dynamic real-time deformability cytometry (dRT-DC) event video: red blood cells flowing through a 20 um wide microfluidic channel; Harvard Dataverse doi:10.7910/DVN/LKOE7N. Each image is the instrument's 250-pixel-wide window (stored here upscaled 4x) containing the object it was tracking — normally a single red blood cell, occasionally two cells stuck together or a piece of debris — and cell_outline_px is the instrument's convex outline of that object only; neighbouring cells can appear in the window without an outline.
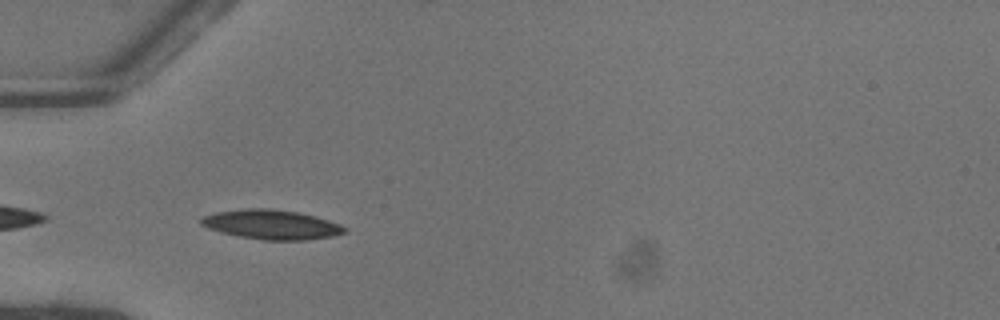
{"species": "common noctule bat (a hibernating species)", "species_latin": "Nyctalus noctula", "temperature_condition": "warm", "stored_images_in_passage": 36, "camera_frame_rate_fps": 3000, "um_per_image_px": 0.085, "animal": {"sex": "female"}, "frame": {"image": 1, "passage_image": 2, "time_ms": 0.333, "image_size_px": [1000, 320], "cell_outline_px": [[348, 232], [332, 236], [304, 240], [264, 240], [240, 236], [220, 232], [208, 228], [200, 224], [200, 220], [204, 216], [216, 212], [244, 208], [272, 208], [300, 212], [316, 216], [340, 224], [348, 228]], "centroid_in_image_um": [23.11, 19.08], "position_along_channel_um": 61.9, "area_um2": 24.8}}
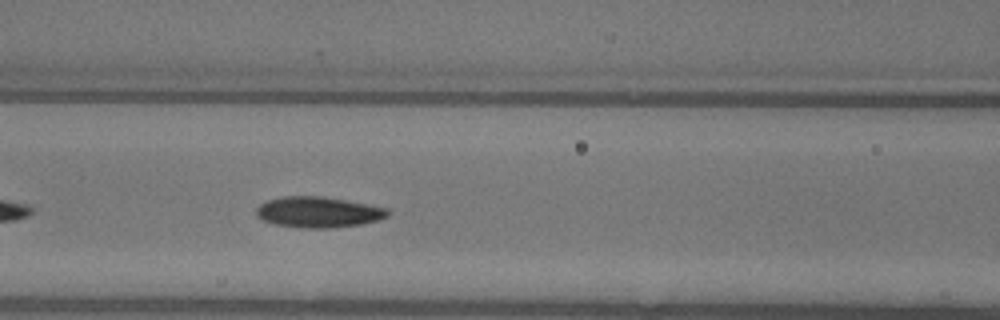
{"frame": {"image": 2, "passage_image": 8, "time_ms": 2.333, "image_size_px": [1000, 320], "cell_outline_px": [[388, 216], [376, 220], [360, 224], [328, 228], [304, 228], [276, 224], [264, 220], [256, 216], [256, 208], [260, 204], [268, 200], [284, 196], [320, 196], [344, 200], [388, 208]], "centroid_in_image_um": [27.02, 18.03], "position_along_channel_um": 139.6, "area_um2": 23.24}}
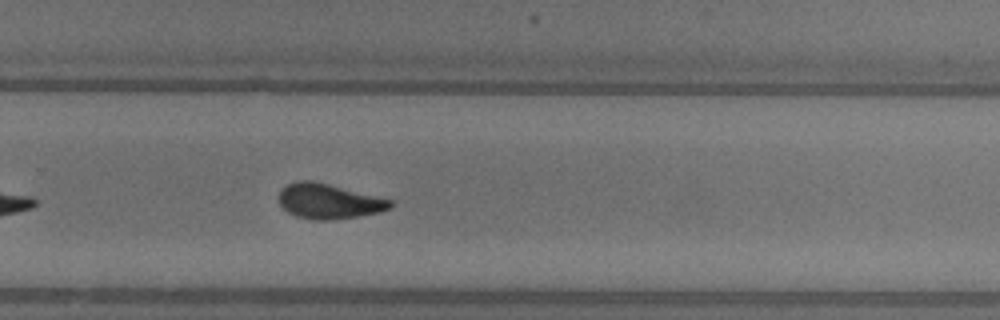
{"frame": {"image": 3, "passage_image": 20, "time_ms": 6.333, "image_size_px": [1000, 320], "cell_outline_px": [[392, 208], [380, 212], [356, 216], [328, 220], [316, 220], [296, 216], [288, 212], [280, 204], [280, 188], [296, 180], [312, 180], [392, 200]], "centroid_in_image_um": [27.93, 17.1], "position_along_channel_um": 301.9, "area_um2": 22.48}, "authors_computed_cell_mechanics": {"area_um2": 22.5998, "velocity_mm_per_s": 4.0731, "shape_relaxation_time_tau1_ms": 3.9731, "shape_relaxation_time_tau2_ms": 2.8269, "deformation_change_tau1": 0.1626, "deformation_change_tau2": 0.0881}}